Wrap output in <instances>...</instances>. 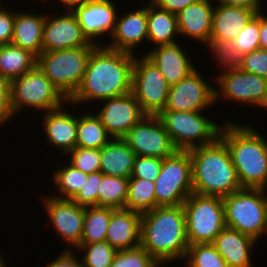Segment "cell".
Returning <instances> with one entry per match:
<instances>
[{
	"mask_svg": "<svg viewBox=\"0 0 267 267\" xmlns=\"http://www.w3.org/2000/svg\"><path fill=\"white\" fill-rule=\"evenodd\" d=\"M183 208L189 245L212 243L226 227L221 197L191 193Z\"/></svg>",
	"mask_w": 267,
	"mask_h": 267,
	"instance_id": "cell-7",
	"label": "cell"
},
{
	"mask_svg": "<svg viewBox=\"0 0 267 267\" xmlns=\"http://www.w3.org/2000/svg\"><path fill=\"white\" fill-rule=\"evenodd\" d=\"M147 6L148 41H153L156 46L173 44L175 34H179L177 14L163 10L152 2Z\"/></svg>",
	"mask_w": 267,
	"mask_h": 267,
	"instance_id": "cell-28",
	"label": "cell"
},
{
	"mask_svg": "<svg viewBox=\"0 0 267 267\" xmlns=\"http://www.w3.org/2000/svg\"><path fill=\"white\" fill-rule=\"evenodd\" d=\"M68 14L50 20L45 19L42 52L57 51L76 47H96L83 34L78 19L70 7Z\"/></svg>",
	"mask_w": 267,
	"mask_h": 267,
	"instance_id": "cell-14",
	"label": "cell"
},
{
	"mask_svg": "<svg viewBox=\"0 0 267 267\" xmlns=\"http://www.w3.org/2000/svg\"><path fill=\"white\" fill-rule=\"evenodd\" d=\"M209 47L216 54L217 60H220L219 63L225 66V70L240 68L243 54L237 50L233 40L210 41Z\"/></svg>",
	"mask_w": 267,
	"mask_h": 267,
	"instance_id": "cell-40",
	"label": "cell"
},
{
	"mask_svg": "<svg viewBox=\"0 0 267 267\" xmlns=\"http://www.w3.org/2000/svg\"><path fill=\"white\" fill-rule=\"evenodd\" d=\"M105 100L106 105L96 115L111 139L123 138L132 126L146 116L132 92Z\"/></svg>",
	"mask_w": 267,
	"mask_h": 267,
	"instance_id": "cell-15",
	"label": "cell"
},
{
	"mask_svg": "<svg viewBox=\"0 0 267 267\" xmlns=\"http://www.w3.org/2000/svg\"><path fill=\"white\" fill-rule=\"evenodd\" d=\"M189 154L193 193L223 198L242 188L229 149L220 137L189 150Z\"/></svg>",
	"mask_w": 267,
	"mask_h": 267,
	"instance_id": "cell-3",
	"label": "cell"
},
{
	"mask_svg": "<svg viewBox=\"0 0 267 267\" xmlns=\"http://www.w3.org/2000/svg\"><path fill=\"white\" fill-rule=\"evenodd\" d=\"M145 56L156 65L169 86L177 84L195 69L176 42L160 45Z\"/></svg>",
	"mask_w": 267,
	"mask_h": 267,
	"instance_id": "cell-20",
	"label": "cell"
},
{
	"mask_svg": "<svg viewBox=\"0 0 267 267\" xmlns=\"http://www.w3.org/2000/svg\"><path fill=\"white\" fill-rule=\"evenodd\" d=\"M37 65V56L12 43L0 45V74L10 81Z\"/></svg>",
	"mask_w": 267,
	"mask_h": 267,
	"instance_id": "cell-29",
	"label": "cell"
},
{
	"mask_svg": "<svg viewBox=\"0 0 267 267\" xmlns=\"http://www.w3.org/2000/svg\"><path fill=\"white\" fill-rule=\"evenodd\" d=\"M160 264L141 246L117 251L110 267H158Z\"/></svg>",
	"mask_w": 267,
	"mask_h": 267,
	"instance_id": "cell-37",
	"label": "cell"
},
{
	"mask_svg": "<svg viewBox=\"0 0 267 267\" xmlns=\"http://www.w3.org/2000/svg\"><path fill=\"white\" fill-rule=\"evenodd\" d=\"M157 116L165 126L174 148L180 151L213 143L221 130V126L202 116L200 111L162 110ZM195 140L199 143H195Z\"/></svg>",
	"mask_w": 267,
	"mask_h": 267,
	"instance_id": "cell-8",
	"label": "cell"
},
{
	"mask_svg": "<svg viewBox=\"0 0 267 267\" xmlns=\"http://www.w3.org/2000/svg\"><path fill=\"white\" fill-rule=\"evenodd\" d=\"M132 93L146 115L157 116L166 106L169 85L163 74L146 56L132 69Z\"/></svg>",
	"mask_w": 267,
	"mask_h": 267,
	"instance_id": "cell-11",
	"label": "cell"
},
{
	"mask_svg": "<svg viewBox=\"0 0 267 267\" xmlns=\"http://www.w3.org/2000/svg\"><path fill=\"white\" fill-rule=\"evenodd\" d=\"M261 106L267 108V90H266L265 98H264L263 102L261 103L260 107Z\"/></svg>",
	"mask_w": 267,
	"mask_h": 267,
	"instance_id": "cell-51",
	"label": "cell"
},
{
	"mask_svg": "<svg viewBox=\"0 0 267 267\" xmlns=\"http://www.w3.org/2000/svg\"><path fill=\"white\" fill-rule=\"evenodd\" d=\"M255 243L254 238L225 227L212 245L226 261L227 267H251L249 251Z\"/></svg>",
	"mask_w": 267,
	"mask_h": 267,
	"instance_id": "cell-24",
	"label": "cell"
},
{
	"mask_svg": "<svg viewBox=\"0 0 267 267\" xmlns=\"http://www.w3.org/2000/svg\"><path fill=\"white\" fill-rule=\"evenodd\" d=\"M186 257L189 267H227L212 243L189 245Z\"/></svg>",
	"mask_w": 267,
	"mask_h": 267,
	"instance_id": "cell-34",
	"label": "cell"
},
{
	"mask_svg": "<svg viewBox=\"0 0 267 267\" xmlns=\"http://www.w3.org/2000/svg\"><path fill=\"white\" fill-rule=\"evenodd\" d=\"M155 183L140 178H129L125 208L144 213L156 208Z\"/></svg>",
	"mask_w": 267,
	"mask_h": 267,
	"instance_id": "cell-32",
	"label": "cell"
},
{
	"mask_svg": "<svg viewBox=\"0 0 267 267\" xmlns=\"http://www.w3.org/2000/svg\"><path fill=\"white\" fill-rule=\"evenodd\" d=\"M95 47H76L42 52L37 66L69 100L80 87L87 62Z\"/></svg>",
	"mask_w": 267,
	"mask_h": 267,
	"instance_id": "cell-6",
	"label": "cell"
},
{
	"mask_svg": "<svg viewBox=\"0 0 267 267\" xmlns=\"http://www.w3.org/2000/svg\"><path fill=\"white\" fill-rule=\"evenodd\" d=\"M140 246L160 265L186 257L189 243L183 205L158 206L142 213Z\"/></svg>",
	"mask_w": 267,
	"mask_h": 267,
	"instance_id": "cell-2",
	"label": "cell"
},
{
	"mask_svg": "<svg viewBox=\"0 0 267 267\" xmlns=\"http://www.w3.org/2000/svg\"><path fill=\"white\" fill-rule=\"evenodd\" d=\"M68 99L36 65L20 77L11 80L10 106L13 114L23 106L51 111L62 108Z\"/></svg>",
	"mask_w": 267,
	"mask_h": 267,
	"instance_id": "cell-9",
	"label": "cell"
},
{
	"mask_svg": "<svg viewBox=\"0 0 267 267\" xmlns=\"http://www.w3.org/2000/svg\"><path fill=\"white\" fill-rule=\"evenodd\" d=\"M141 213L115 209L107 229L106 239L117 251L140 246Z\"/></svg>",
	"mask_w": 267,
	"mask_h": 267,
	"instance_id": "cell-19",
	"label": "cell"
},
{
	"mask_svg": "<svg viewBox=\"0 0 267 267\" xmlns=\"http://www.w3.org/2000/svg\"><path fill=\"white\" fill-rule=\"evenodd\" d=\"M10 89L11 81L0 74V124L12 117Z\"/></svg>",
	"mask_w": 267,
	"mask_h": 267,
	"instance_id": "cell-44",
	"label": "cell"
},
{
	"mask_svg": "<svg viewBox=\"0 0 267 267\" xmlns=\"http://www.w3.org/2000/svg\"><path fill=\"white\" fill-rule=\"evenodd\" d=\"M45 19L44 15L15 13L12 44L38 57L42 53Z\"/></svg>",
	"mask_w": 267,
	"mask_h": 267,
	"instance_id": "cell-27",
	"label": "cell"
},
{
	"mask_svg": "<svg viewBox=\"0 0 267 267\" xmlns=\"http://www.w3.org/2000/svg\"><path fill=\"white\" fill-rule=\"evenodd\" d=\"M194 69L177 84L169 86L166 106L170 111H202L221 95Z\"/></svg>",
	"mask_w": 267,
	"mask_h": 267,
	"instance_id": "cell-13",
	"label": "cell"
},
{
	"mask_svg": "<svg viewBox=\"0 0 267 267\" xmlns=\"http://www.w3.org/2000/svg\"><path fill=\"white\" fill-rule=\"evenodd\" d=\"M162 159L149 156H137L130 178H140L155 182L160 173Z\"/></svg>",
	"mask_w": 267,
	"mask_h": 267,
	"instance_id": "cell-42",
	"label": "cell"
},
{
	"mask_svg": "<svg viewBox=\"0 0 267 267\" xmlns=\"http://www.w3.org/2000/svg\"><path fill=\"white\" fill-rule=\"evenodd\" d=\"M222 5L243 7L249 10H253L256 13H260V0H218Z\"/></svg>",
	"mask_w": 267,
	"mask_h": 267,
	"instance_id": "cell-48",
	"label": "cell"
},
{
	"mask_svg": "<svg viewBox=\"0 0 267 267\" xmlns=\"http://www.w3.org/2000/svg\"><path fill=\"white\" fill-rule=\"evenodd\" d=\"M133 62L131 53L97 45L89 56L80 87L68 101H104L132 92Z\"/></svg>",
	"mask_w": 267,
	"mask_h": 267,
	"instance_id": "cell-1",
	"label": "cell"
},
{
	"mask_svg": "<svg viewBox=\"0 0 267 267\" xmlns=\"http://www.w3.org/2000/svg\"><path fill=\"white\" fill-rule=\"evenodd\" d=\"M70 8L76 15L83 34L90 42L95 43L91 39L106 32L112 36L117 20L112 1L84 0L73 3Z\"/></svg>",
	"mask_w": 267,
	"mask_h": 267,
	"instance_id": "cell-17",
	"label": "cell"
},
{
	"mask_svg": "<svg viewBox=\"0 0 267 267\" xmlns=\"http://www.w3.org/2000/svg\"><path fill=\"white\" fill-rule=\"evenodd\" d=\"M259 32L260 13H257L233 40L237 50L244 55L260 49Z\"/></svg>",
	"mask_w": 267,
	"mask_h": 267,
	"instance_id": "cell-38",
	"label": "cell"
},
{
	"mask_svg": "<svg viewBox=\"0 0 267 267\" xmlns=\"http://www.w3.org/2000/svg\"><path fill=\"white\" fill-rule=\"evenodd\" d=\"M199 0H151L156 7L177 14L187 6Z\"/></svg>",
	"mask_w": 267,
	"mask_h": 267,
	"instance_id": "cell-46",
	"label": "cell"
},
{
	"mask_svg": "<svg viewBox=\"0 0 267 267\" xmlns=\"http://www.w3.org/2000/svg\"><path fill=\"white\" fill-rule=\"evenodd\" d=\"M213 11L210 0H199L187 6L177 13L179 33L209 45Z\"/></svg>",
	"mask_w": 267,
	"mask_h": 267,
	"instance_id": "cell-23",
	"label": "cell"
},
{
	"mask_svg": "<svg viewBox=\"0 0 267 267\" xmlns=\"http://www.w3.org/2000/svg\"><path fill=\"white\" fill-rule=\"evenodd\" d=\"M240 69L267 79V50L258 49L244 54Z\"/></svg>",
	"mask_w": 267,
	"mask_h": 267,
	"instance_id": "cell-43",
	"label": "cell"
},
{
	"mask_svg": "<svg viewBox=\"0 0 267 267\" xmlns=\"http://www.w3.org/2000/svg\"><path fill=\"white\" fill-rule=\"evenodd\" d=\"M72 155L70 165L90 174L100 171L101 149L75 147L68 152Z\"/></svg>",
	"mask_w": 267,
	"mask_h": 267,
	"instance_id": "cell-39",
	"label": "cell"
},
{
	"mask_svg": "<svg viewBox=\"0 0 267 267\" xmlns=\"http://www.w3.org/2000/svg\"><path fill=\"white\" fill-rule=\"evenodd\" d=\"M219 137L227 145L242 188L265 189L267 141L252 127L226 123Z\"/></svg>",
	"mask_w": 267,
	"mask_h": 267,
	"instance_id": "cell-4",
	"label": "cell"
},
{
	"mask_svg": "<svg viewBox=\"0 0 267 267\" xmlns=\"http://www.w3.org/2000/svg\"><path fill=\"white\" fill-rule=\"evenodd\" d=\"M114 210V208L109 207H85L81 244L105 241L109 222Z\"/></svg>",
	"mask_w": 267,
	"mask_h": 267,
	"instance_id": "cell-30",
	"label": "cell"
},
{
	"mask_svg": "<svg viewBox=\"0 0 267 267\" xmlns=\"http://www.w3.org/2000/svg\"><path fill=\"white\" fill-rule=\"evenodd\" d=\"M103 175L101 171L88 174L86 182L71 200L84 207L98 206V190Z\"/></svg>",
	"mask_w": 267,
	"mask_h": 267,
	"instance_id": "cell-41",
	"label": "cell"
},
{
	"mask_svg": "<svg viewBox=\"0 0 267 267\" xmlns=\"http://www.w3.org/2000/svg\"><path fill=\"white\" fill-rule=\"evenodd\" d=\"M129 178L103 175L98 190V206L123 209L126 205Z\"/></svg>",
	"mask_w": 267,
	"mask_h": 267,
	"instance_id": "cell-33",
	"label": "cell"
},
{
	"mask_svg": "<svg viewBox=\"0 0 267 267\" xmlns=\"http://www.w3.org/2000/svg\"><path fill=\"white\" fill-rule=\"evenodd\" d=\"M154 183L156 207L183 205L193 193L189 151L176 150L163 158L160 173Z\"/></svg>",
	"mask_w": 267,
	"mask_h": 267,
	"instance_id": "cell-10",
	"label": "cell"
},
{
	"mask_svg": "<svg viewBox=\"0 0 267 267\" xmlns=\"http://www.w3.org/2000/svg\"><path fill=\"white\" fill-rule=\"evenodd\" d=\"M1 257V256H0ZM3 259L0 258V267H5V264L2 261Z\"/></svg>",
	"mask_w": 267,
	"mask_h": 267,
	"instance_id": "cell-52",
	"label": "cell"
},
{
	"mask_svg": "<svg viewBox=\"0 0 267 267\" xmlns=\"http://www.w3.org/2000/svg\"><path fill=\"white\" fill-rule=\"evenodd\" d=\"M218 82L221 85L222 95L230 100L260 106L266 95L267 79L240 68L228 69L219 76Z\"/></svg>",
	"mask_w": 267,
	"mask_h": 267,
	"instance_id": "cell-18",
	"label": "cell"
},
{
	"mask_svg": "<svg viewBox=\"0 0 267 267\" xmlns=\"http://www.w3.org/2000/svg\"><path fill=\"white\" fill-rule=\"evenodd\" d=\"M80 249L86 251L83 256L84 267H110L117 253L107 241L80 244Z\"/></svg>",
	"mask_w": 267,
	"mask_h": 267,
	"instance_id": "cell-36",
	"label": "cell"
},
{
	"mask_svg": "<svg viewBox=\"0 0 267 267\" xmlns=\"http://www.w3.org/2000/svg\"><path fill=\"white\" fill-rule=\"evenodd\" d=\"M87 176V173L68 165L55 172L54 181L61 195L65 196L63 199H72L86 182Z\"/></svg>",
	"mask_w": 267,
	"mask_h": 267,
	"instance_id": "cell-35",
	"label": "cell"
},
{
	"mask_svg": "<svg viewBox=\"0 0 267 267\" xmlns=\"http://www.w3.org/2000/svg\"><path fill=\"white\" fill-rule=\"evenodd\" d=\"M47 267H84L83 262H80L73 256L70 250H65L56 260L51 262Z\"/></svg>",
	"mask_w": 267,
	"mask_h": 267,
	"instance_id": "cell-47",
	"label": "cell"
},
{
	"mask_svg": "<svg viewBox=\"0 0 267 267\" xmlns=\"http://www.w3.org/2000/svg\"><path fill=\"white\" fill-rule=\"evenodd\" d=\"M136 157L123 138H114L101 148L100 171L109 176L130 178Z\"/></svg>",
	"mask_w": 267,
	"mask_h": 267,
	"instance_id": "cell-25",
	"label": "cell"
},
{
	"mask_svg": "<svg viewBox=\"0 0 267 267\" xmlns=\"http://www.w3.org/2000/svg\"><path fill=\"white\" fill-rule=\"evenodd\" d=\"M65 6L70 7L73 3L78 2V1H84V0H61Z\"/></svg>",
	"mask_w": 267,
	"mask_h": 267,
	"instance_id": "cell-50",
	"label": "cell"
},
{
	"mask_svg": "<svg viewBox=\"0 0 267 267\" xmlns=\"http://www.w3.org/2000/svg\"><path fill=\"white\" fill-rule=\"evenodd\" d=\"M61 108L46 111L45 133L49 143L60 147L67 154L76 147L77 118L67 112H61Z\"/></svg>",
	"mask_w": 267,
	"mask_h": 267,
	"instance_id": "cell-26",
	"label": "cell"
},
{
	"mask_svg": "<svg viewBox=\"0 0 267 267\" xmlns=\"http://www.w3.org/2000/svg\"><path fill=\"white\" fill-rule=\"evenodd\" d=\"M260 49L267 50V17L260 12V32H259Z\"/></svg>",
	"mask_w": 267,
	"mask_h": 267,
	"instance_id": "cell-49",
	"label": "cell"
},
{
	"mask_svg": "<svg viewBox=\"0 0 267 267\" xmlns=\"http://www.w3.org/2000/svg\"><path fill=\"white\" fill-rule=\"evenodd\" d=\"M63 196L43 199L53 226L68 243L75 247L81 244L85 207Z\"/></svg>",
	"mask_w": 267,
	"mask_h": 267,
	"instance_id": "cell-16",
	"label": "cell"
},
{
	"mask_svg": "<svg viewBox=\"0 0 267 267\" xmlns=\"http://www.w3.org/2000/svg\"><path fill=\"white\" fill-rule=\"evenodd\" d=\"M265 189L241 188L223 197L226 227L237 230L256 241L267 233V198Z\"/></svg>",
	"mask_w": 267,
	"mask_h": 267,
	"instance_id": "cell-5",
	"label": "cell"
},
{
	"mask_svg": "<svg viewBox=\"0 0 267 267\" xmlns=\"http://www.w3.org/2000/svg\"><path fill=\"white\" fill-rule=\"evenodd\" d=\"M109 136L96 114H84L77 118L76 147L101 149L110 141Z\"/></svg>",
	"mask_w": 267,
	"mask_h": 267,
	"instance_id": "cell-31",
	"label": "cell"
},
{
	"mask_svg": "<svg viewBox=\"0 0 267 267\" xmlns=\"http://www.w3.org/2000/svg\"><path fill=\"white\" fill-rule=\"evenodd\" d=\"M15 14L0 7V45L12 43Z\"/></svg>",
	"mask_w": 267,
	"mask_h": 267,
	"instance_id": "cell-45",
	"label": "cell"
},
{
	"mask_svg": "<svg viewBox=\"0 0 267 267\" xmlns=\"http://www.w3.org/2000/svg\"><path fill=\"white\" fill-rule=\"evenodd\" d=\"M117 16L115 29L112 34L113 43L107 48L125 51L133 54L132 49L142 40L148 38L147 30V7L132 11L121 17Z\"/></svg>",
	"mask_w": 267,
	"mask_h": 267,
	"instance_id": "cell-22",
	"label": "cell"
},
{
	"mask_svg": "<svg viewBox=\"0 0 267 267\" xmlns=\"http://www.w3.org/2000/svg\"><path fill=\"white\" fill-rule=\"evenodd\" d=\"M256 14L243 7L219 4L213 11L210 41L234 40Z\"/></svg>",
	"mask_w": 267,
	"mask_h": 267,
	"instance_id": "cell-21",
	"label": "cell"
},
{
	"mask_svg": "<svg viewBox=\"0 0 267 267\" xmlns=\"http://www.w3.org/2000/svg\"><path fill=\"white\" fill-rule=\"evenodd\" d=\"M123 140L137 156L163 159L176 151L158 116L146 115L130 128Z\"/></svg>",
	"mask_w": 267,
	"mask_h": 267,
	"instance_id": "cell-12",
	"label": "cell"
}]
</instances>
